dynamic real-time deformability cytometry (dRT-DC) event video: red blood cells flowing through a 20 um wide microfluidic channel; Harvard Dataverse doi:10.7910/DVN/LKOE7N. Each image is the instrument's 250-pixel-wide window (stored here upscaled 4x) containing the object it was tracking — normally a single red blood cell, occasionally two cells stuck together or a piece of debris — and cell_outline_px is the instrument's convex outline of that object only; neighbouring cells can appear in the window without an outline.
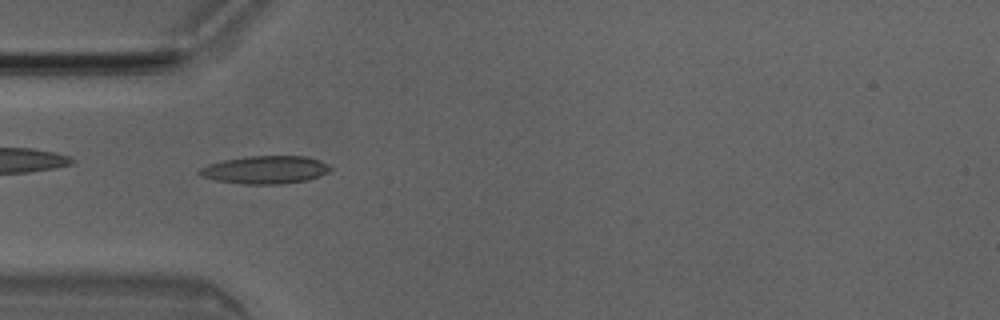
{"species": "Egyptian fruit bat (a non-hibernating species)", "species_latin": "Rousettus aegyptiacus", "temperature_condition": "room temperature", "stored_images_in_passage": 7, "camera_frame_rate_fps": 3000, "um_per_image_px": 0.085, "animal": {"sex": "male"}, "frame": {"image": 1, "passage_image": 4, "time_ms": 1.0, "image_size_px": [1000, 320], "cell_outline_px": [[332, 168], [328, 172], [320, 176], [308, 180], [280, 184], [244, 184], [216, 180], [200, 176], [196, 172], [200, 168], [208, 164], [224, 160], [248, 156], [304, 156], [320, 160], [328, 164]], "centroid_in_image_um": [22.55, 14.43], "position_along_channel_um": 62.5, "area_um2": 21.33}}
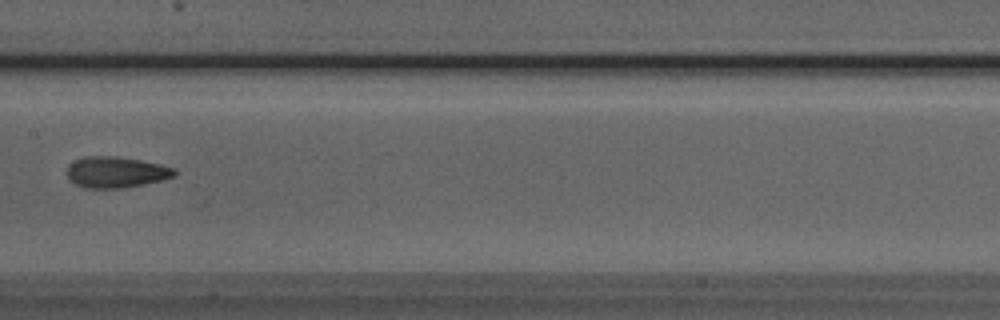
{"frame": {"image": 2, "passage_image": 7, "time_ms": 2.0, "image_size_px": [1000, 320], "cell_outline_px": [[176, 176], [144, 184], [124, 188], [84, 188], [68, 180], [68, 164], [84, 156], [112, 156], [140, 160], [160, 164], [176, 168]], "centroid_in_image_um": [9.86, 14.64], "position_along_channel_um": 197.5, "area_um2": 19.48}}